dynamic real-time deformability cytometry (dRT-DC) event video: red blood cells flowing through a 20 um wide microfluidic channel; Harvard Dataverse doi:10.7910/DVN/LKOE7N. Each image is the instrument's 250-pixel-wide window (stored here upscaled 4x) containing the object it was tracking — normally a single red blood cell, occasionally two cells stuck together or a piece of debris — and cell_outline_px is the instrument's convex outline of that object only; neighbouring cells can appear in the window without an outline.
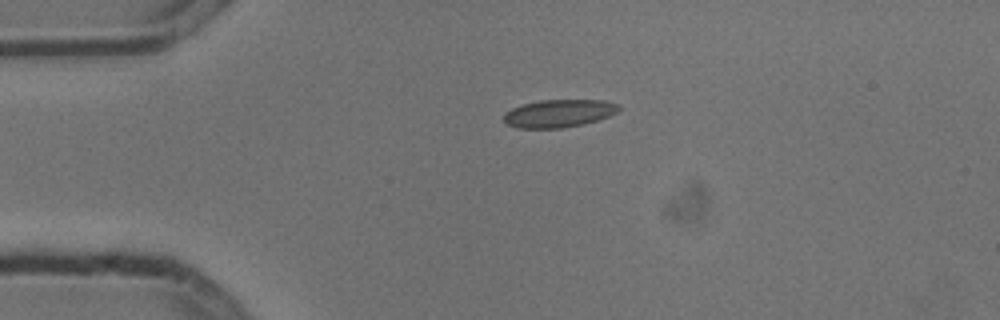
{"species": "common noctule bat (a hibernating species)", "species_latin": "Nyctalus noctula", "temperature_condition": "cold", "stored_images_in_passage": 2, "camera_frame_rate_fps": 3000, "um_per_image_px": 0.085, "animal": {"sex": "male", "body_mass_g": 13.3}, "frame": {"image": 1, "passage_image": 1, "time_ms": 0.0, "image_size_px": [1000, 320], "cell_outline_px": [[620, 108], [616, 112], [608, 116], [584, 124], [560, 128], [516, 128], [508, 124], [504, 120], [504, 112], [520, 104], [540, 100], [604, 100], [620, 104]], "centroid_in_image_um": [47.48, 9.63], "position_along_channel_um": 37.5, "area_um2": 18.67}}